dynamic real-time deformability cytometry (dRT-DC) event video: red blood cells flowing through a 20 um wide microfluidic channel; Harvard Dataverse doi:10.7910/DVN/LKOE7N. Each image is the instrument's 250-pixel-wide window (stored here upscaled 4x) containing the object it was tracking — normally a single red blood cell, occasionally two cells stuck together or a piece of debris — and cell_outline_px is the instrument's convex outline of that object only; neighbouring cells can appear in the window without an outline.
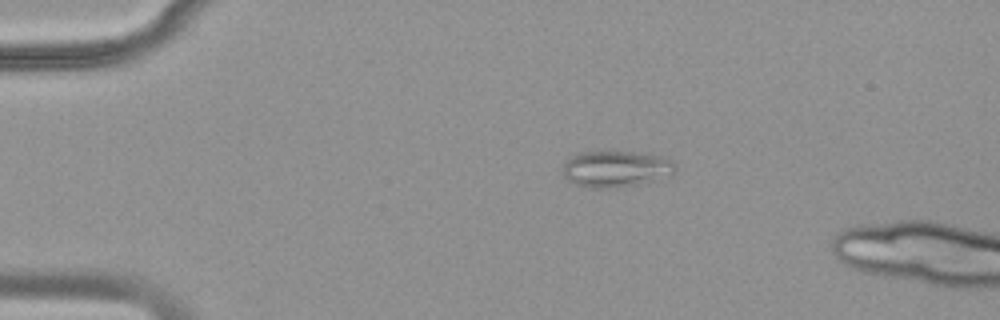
{"species": "common noctule bat (a hibernating species)", "species_latin": "Nyctalus noctula", "temperature_condition": "warm", "stored_images_in_passage": 40, "camera_frame_rate_fps": 3000, "um_per_image_px": 0.085, "animal": {"sex": "female", "body_mass_g": 18.4}, "frame": {"image": 1, "passage_image": 1, "time_ms": 0.0, "image_size_px": [1000, 320], "cell_outline_px": [[676, 172], [640, 184], [616, 188], [592, 188], [576, 184], [568, 180], [564, 176], [564, 164], [568, 156], [576, 152], [612, 148], [660, 156], [676, 164]], "centroid_in_image_um": [52.29, 14.3], "position_along_channel_um": 32.7, "area_um2": 24.57}}
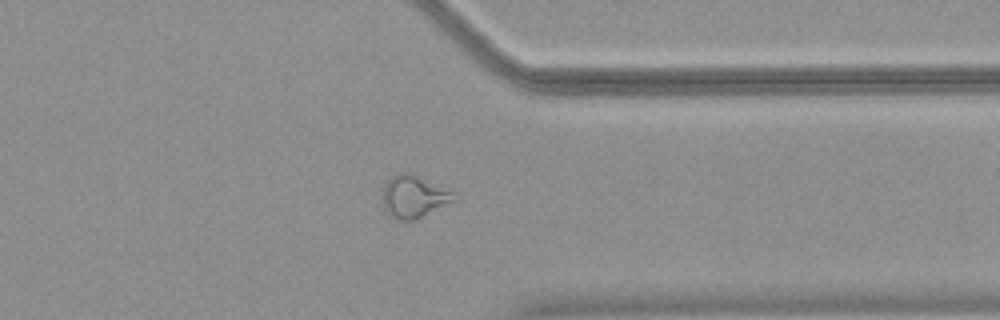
{"frame": {"image": 2, "passage_image": 31, "time_ms": 10.0, "image_size_px": [1000, 320], "cell_outline_px": [[460, 200], [412, 220], [400, 220], [392, 216], [384, 208], [384, 184], [392, 176], [400, 172], [408, 172], [452, 192], [460, 196]], "centroid_in_image_um": [35.23, 16.72], "position_along_channel_um": 376.2, "area_um2": 17.28}}
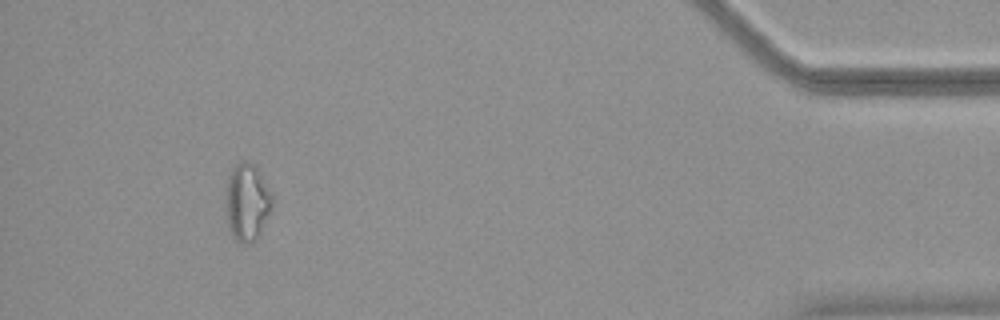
{"frame": {"image": 3, "passage_image": 38, "time_ms": 12.333, "image_size_px": [1000, 320], "cell_outline_px": [[272, 204], [260, 232], [256, 240], [248, 244], [240, 244], [232, 240], [228, 228], [224, 196], [224, 192], [228, 172], [240, 160], [244, 160], [252, 164], [256, 168], [268, 188], [272, 196]], "centroid_in_image_um": [20.92, 17.21], "position_along_channel_um": 414.3, "area_um2": 21.27}}